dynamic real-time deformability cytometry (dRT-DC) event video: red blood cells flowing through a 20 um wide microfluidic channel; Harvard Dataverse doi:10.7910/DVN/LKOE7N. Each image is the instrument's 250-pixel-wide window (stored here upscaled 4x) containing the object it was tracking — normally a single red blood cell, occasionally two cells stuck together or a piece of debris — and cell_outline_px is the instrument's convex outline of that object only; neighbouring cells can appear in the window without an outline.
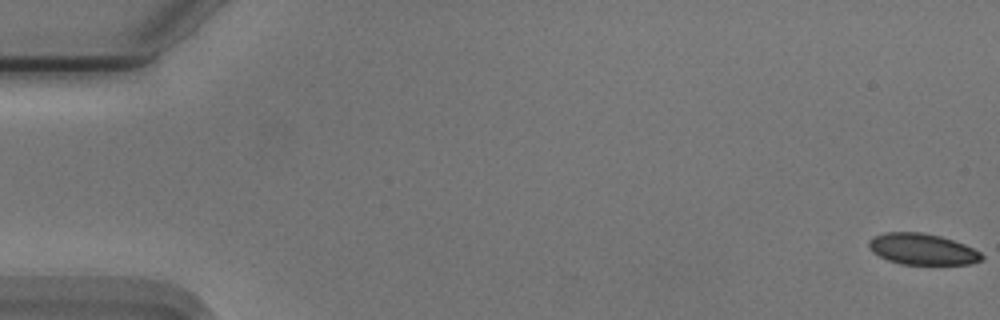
{"species": "Egyptian fruit bat (a non-hibernating species)", "species_latin": "Rousettus aegyptiacus", "temperature_condition": "cold", "stored_images_in_passage": 15, "camera_frame_rate_fps": 3000, "um_per_image_px": 0.085, "animal": {"sex": "male"}, "frame": {"image": 1, "passage_image": 1, "time_ms": 0.0, "image_size_px": [1000, 320], "cell_outline_px": [[984, 256], [980, 260], [972, 264], [900, 264], [888, 260], [872, 252], [868, 244], [868, 240], [872, 236], [888, 232], [920, 232], [940, 236], [964, 244], [980, 252]], "centroid_in_image_um": [78.37, 21.18], "position_along_channel_um": 6.6, "area_um2": 20.4}}
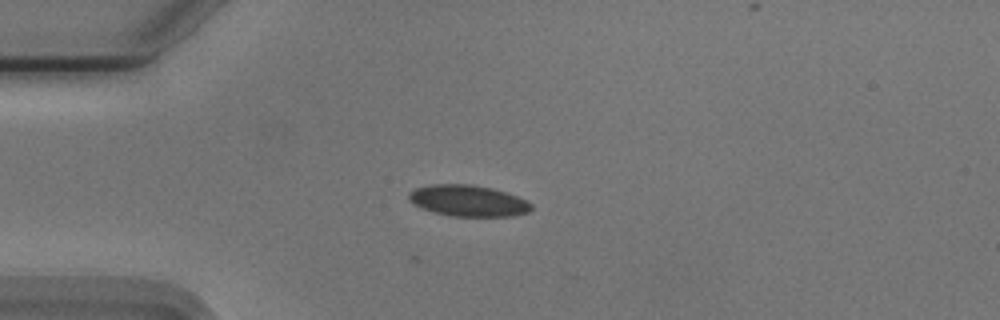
{"frame": {"image": 2, "passage_image": 15, "time_ms": 4.667, "image_size_px": [1000, 320], "cell_outline_px": [[532, 208], [528, 212], [512, 216], [452, 216], [432, 212], [420, 208], [412, 204], [408, 200], [408, 192], [416, 188], [428, 184], [472, 184], [492, 188], [516, 196], [532, 204]], "centroid_in_image_um": [39.72, 17.06], "position_along_channel_um": 45.3, "area_um2": 22.43}}